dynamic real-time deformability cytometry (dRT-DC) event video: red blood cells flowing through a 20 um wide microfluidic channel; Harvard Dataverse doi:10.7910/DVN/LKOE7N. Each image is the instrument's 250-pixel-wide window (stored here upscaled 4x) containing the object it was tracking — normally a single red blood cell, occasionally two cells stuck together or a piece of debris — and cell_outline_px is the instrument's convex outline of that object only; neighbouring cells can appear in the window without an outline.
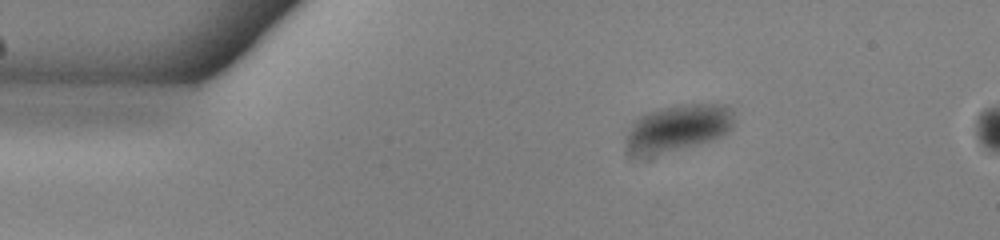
{"species": "common noctule bat (a hibernating species)", "species_latin": "Nyctalus noctula", "temperature_condition": "warm", "stored_images_in_passage": 24, "camera_frame_rate_fps": 3000, "um_per_image_px": 0.085, "animal": {"sex": "male", "body_mass_g": 13.0, "forearm_length_mm": 53.1}, "frame": {"image": 1, "passage_image": 1, "time_ms": 0.0, "image_size_px": [1000, 240], "cell_outline_px": [[736, 124], [728, 132], [712, 140], [652, 156], [632, 156], [628, 148], [628, 136], [632, 120], [636, 116], [660, 108], [676, 104], [728, 104], [732, 108], [736, 116]], "centroid_in_image_um": [57.67, 10.85], "position_along_channel_um": 27.3, "area_um2": 30.06}}
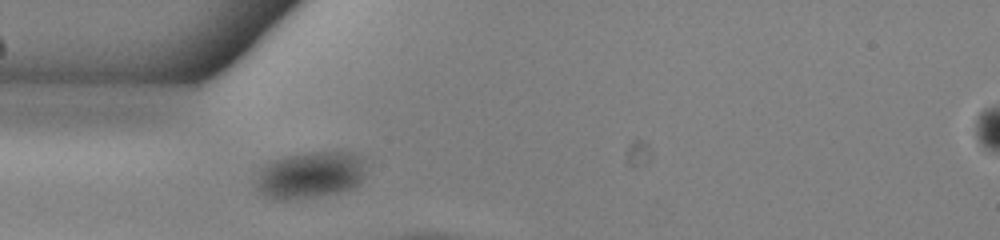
{"frame": {"image": 2, "passage_image": 8, "time_ms": 2.333, "image_size_px": [1000, 240], "cell_outline_px": [[360, 180], [352, 188], [340, 192], [320, 196], [288, 200], [272, 200], [256, 196], [256, 180], [260, 168], [264, 164], [280, 156], [312, 152], [352, 152], [360, 160]], "centroid_in_image_um": [26.16, 14.91], "position_along_channel_um": 58.8, "area_um2": 30.06}}
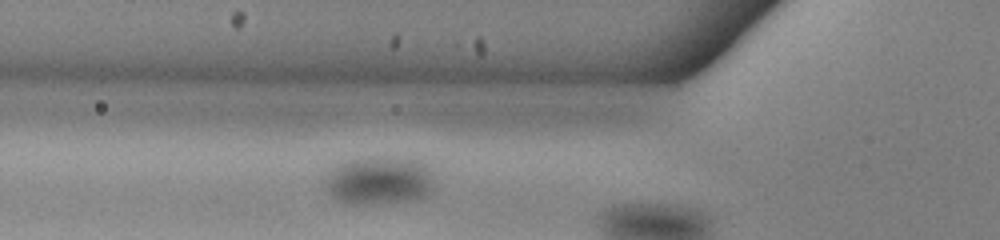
{"frame": {"image": 3, "passage_image": 11, "time_ms": 3.333, "image_size_px": [1000, 240], "cell_outline_px": [[428, 188], [424, 196], [408, 200], [344, 200], [336, 196], [332, 192], [328, 184], [332, 176], [344, 164], [352, 160], [380, 156], [396, 156], [408, 160], [416, 164], [420, 168], [428, 184]], "centroid_in_image_um": [32.22, 15.29], "position_along_channel_um": 93.6, "area_um2": 26.07}}